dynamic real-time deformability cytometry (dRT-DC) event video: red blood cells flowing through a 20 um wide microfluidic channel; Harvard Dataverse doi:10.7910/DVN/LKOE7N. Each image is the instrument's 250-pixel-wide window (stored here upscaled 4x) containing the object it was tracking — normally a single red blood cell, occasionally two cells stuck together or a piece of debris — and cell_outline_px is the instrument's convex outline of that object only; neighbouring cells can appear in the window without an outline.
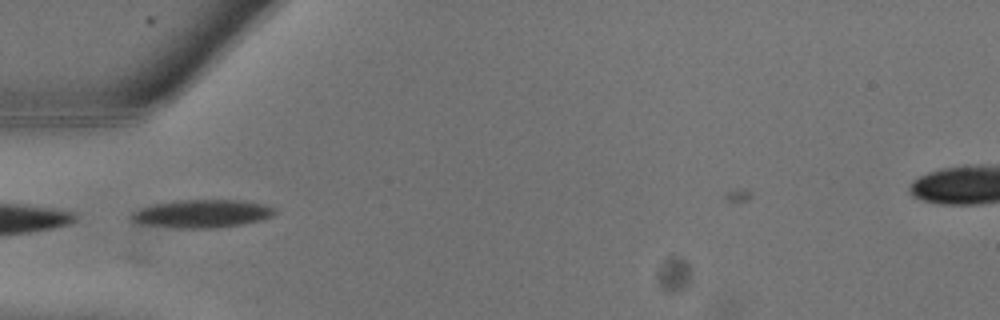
{"species": "common noctule bat (a hibernating species)", "species_latin": "Nyctalus noctula", "temperature_condition": "warm", "stored_images_in_passage": 8, "camera_frame_rate_fps": 3000, "um_per_image_px": 0.085, "animal": {"sex": "male", "body_mass_g": 13.3}, "frame": {"image": 1, "passage_image": 7, "time_ms": 2.0, "image_size_px": [1000, 320], "cell_outline_px": [[276, 212], [272, 216], [260, 220], [244, 224], [216, 228], [160, 228], [132, 224], [128, 220], [128, 216], [136, 208], [176, 200], [244, 200], [264, 204], [276, 208]], "centroid_in_image_um": [17.04, 18.18], "position_along_channel_um": 68.0, "area_um2": 24.33}}